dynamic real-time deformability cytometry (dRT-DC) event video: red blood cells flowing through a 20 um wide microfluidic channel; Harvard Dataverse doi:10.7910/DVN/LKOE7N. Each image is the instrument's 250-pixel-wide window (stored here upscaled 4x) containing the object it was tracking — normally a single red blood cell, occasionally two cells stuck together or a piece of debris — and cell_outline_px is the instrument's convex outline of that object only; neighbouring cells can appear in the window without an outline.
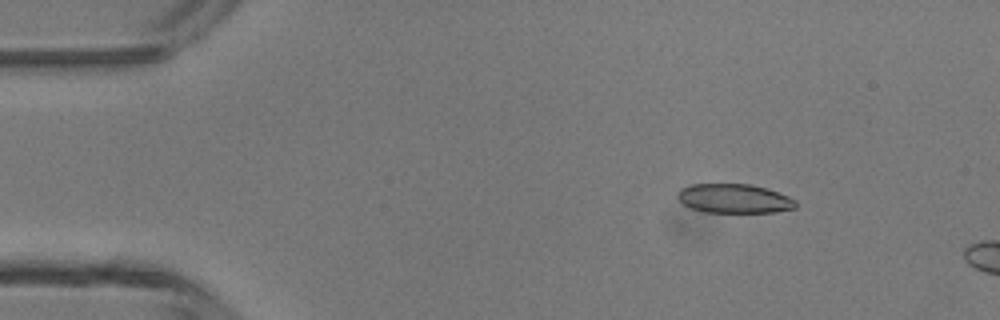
{"species": "common noctule bat (a hibernating species)", "species_latin": "Nyctalus noctula", "temperature_condition": "room temperature", "stored_images_in_passage": 4, "camera_frame_rate_fps": 3000, "um_per_image_px": 0.085, "animal": {"sex": "male", "body_mass_g": 13.3}, "frame": {"image": 1, "passage_image": 2, "time_ms": 1.333, "image_size_px": [1000, 320], "cell_outline_px": [[796, 208], [776, 212], [704, 212], [692, 208], [684, 204], [676, 196], [680, 188], [692, 184], [752, 184], [768, 188], [788, 196], [796, 200]], "centroid_in_image_um": [62.42, 16.87], "position_along_channel_um": 22.6, "area_um2": 20.17}}